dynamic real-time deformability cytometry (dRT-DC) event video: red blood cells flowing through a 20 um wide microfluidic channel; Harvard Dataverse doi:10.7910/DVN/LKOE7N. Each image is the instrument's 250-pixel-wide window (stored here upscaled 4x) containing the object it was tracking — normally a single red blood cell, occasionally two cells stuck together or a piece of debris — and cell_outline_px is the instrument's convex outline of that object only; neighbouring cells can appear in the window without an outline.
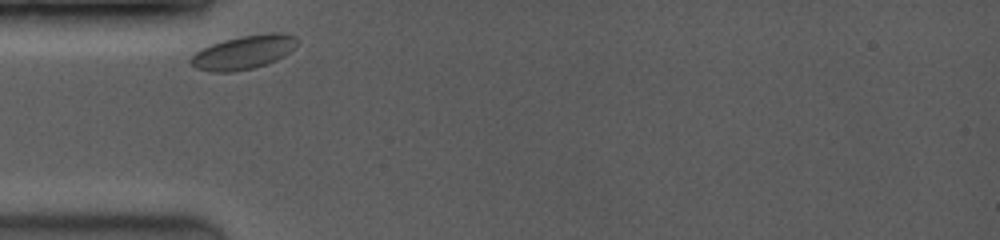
{"species": "common noctule bat (a hibernating species)", "species_latin": "Nyctalus noctula", "temperature_condition": "room temperature", "stored_images_in_passage": 44, "camera_frame_rate_fps": 3500, "um_per_image_px": 0.085, "animal": {"sex": "female", "body_mass_g": 19.0, "forearm_length_mm": 53.3}, "frame": {"image": 1, "passage_image": 1, "time_ms": 0.0, "image_size_px": [1000, 240], "cell_outline_px": [[296, 44], [284, 56], [276, 60], [252, 68], [232, 72], [208, 72], [196, 68], [188, 60], [196, 52], [212, 44], [224, 40], [240, 36], [268, 32], [280, 32], [296, 36]], "centroid_in_image_um": [20.69, 4.44], "position_along_channel_um": 64.3, "area_um2": 20.75}}
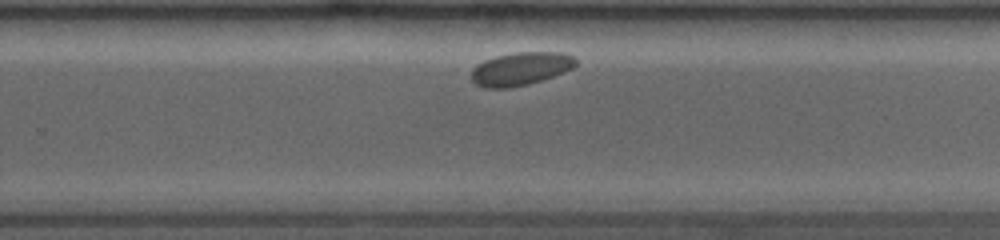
{"frame": {"image": 2, "passage_image": 28, "time_ms": 6.286, "image_size_px": [1000, 240], "cell_outline_px": [[576, 64], [572, 68], [564, 72], [528, 84], [508, 88], [488, 88], [476, 84], [472, 80], [472, 68], [484, 60], [496, 56], [516, 52], [564, 52], [576, 56]], "centroid_in_image_um": [44.27, 5.83], "position_along_channel_um": 285.5, "area_um2": 20.11}}
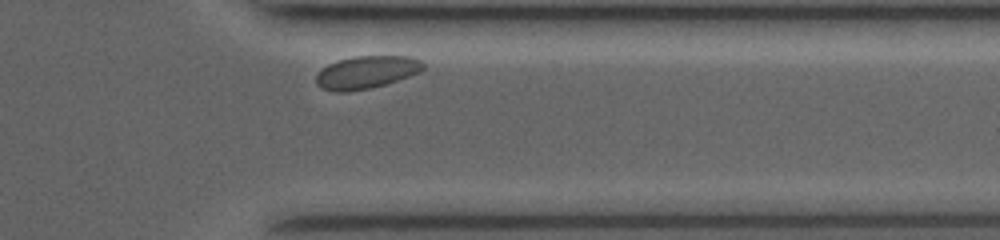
{"frame": {"image": 3, "passage_image": 39, "time_ms": 8.857, "image_size_px": [1000, 240], "cell_outline_px": [[424, 68], [420, 72], [372, 88], [348, 92], [336, 92], [324, 88], [316, 84], [316, 72], [328, 64], [340, 60], [356, 56], [408, 56], [420, 60], [424, 64]], "centroid_in_image_um": [31.12, 6.14], "position_along_channel_um": 380.3, "area_um2": 20.29}, "authors_computed_cell_mechanics": {"area_um2": 20.4034, "velocity_mm_per_s": 3.5993, "shape_relaxation_time_tau1_ms": 0.2034, "shape_relaxation_time_tau2_ms": null, "deformation_change_tau1": 0.1665, "deformation_change_tau2": null}}